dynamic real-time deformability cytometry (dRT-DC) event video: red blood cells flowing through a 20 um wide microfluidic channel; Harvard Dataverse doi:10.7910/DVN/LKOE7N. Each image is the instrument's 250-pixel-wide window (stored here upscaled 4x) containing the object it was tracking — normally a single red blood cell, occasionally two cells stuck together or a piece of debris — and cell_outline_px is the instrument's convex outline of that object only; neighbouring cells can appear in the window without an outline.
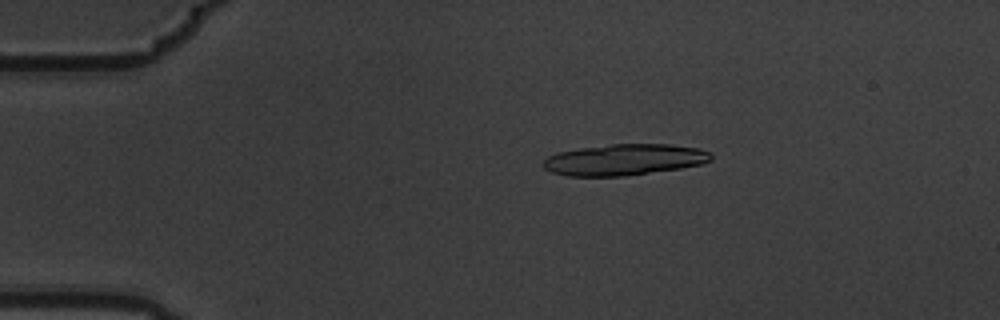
{"species": "common noctule bat (a hibernating species)", "species_latin": "Nyctalus noctula", "temperature_condition": "warm", "stored_images_in_passage": 14, "camera_frame_rate_fps": 3000, "um_per_image_px": 0.085, "animal": {"sex": "male", "body_mass_g": 19.5, "forearm_length_mm": 54.6}, "frame": {"image": 1, "passage_image": 3, "time_ms": 0.667, "image_size_px": [1000, 320], "cell_outline_px": [[712, 160], [704, 164], [680, 168], [624, 176], [568, 176], [552, 172], [544, 168], [544, 160], [548, 156], [560, 152], [580, 148], [612, 144], [668, 144], [700, 148], [712, 152]], "centroid_in_image_um": [53.13, 13.57], "position_along_channel_um": 31.9, "area_um2": 30.52}}
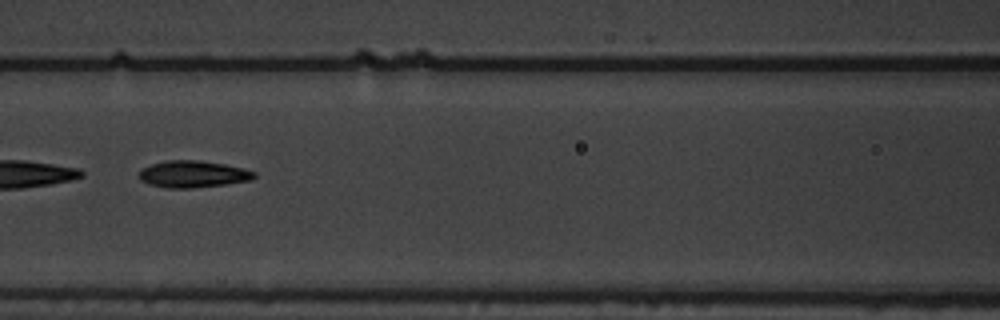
{"frame": {"image": 2, "passage_image": 7, "time_ms": 2.0, "image_size_px": [1000, 320], "cell_outline_px": [[256, 176], [248, 180], [224, 184], [192, 188], [168, 188], [148, 184], [140, 180], [140, 168], [152, 164], [168, 160], [200, 160], [224, 164], [244, 168], [256, 172]], "centroid_in_image_um": [16.38, 14.79], "position_along_channel_um": 150.2, "area_um2": 17.92}}